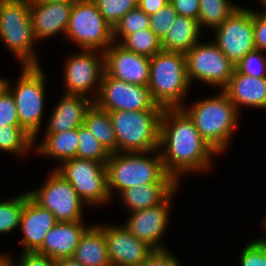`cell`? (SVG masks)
<instances>
[{
	"label": "cell",
	"instance_id": "cell-4",
	"mask_svg": "<svg viewBox=\"0 0 266 266\" xmlns=\"http://www.w3.org/2000/svg\"><path fill=\"white\" fill-rule=\"evenodd\" d=\"M185 54L161 50L150 58L149 82L154 102L165 108H181L189 91Z\"/></svg>",
	"mask_w": 266,
	"mask_h": 266
},
{
	"label": "cell",
	"instance_id": "cell-35",
	"mask_svg": "<svg viewBox=\"0 0 266 266\" xmlns=\"http://www.w3.org/2000/svg\"><path fill=\"white\" fill-rule=\"evenodd\" d=\"M262 52L259 49L250 51L235 65V69L251 77H266V57Z\"/></svg>",
	"mask_w": 266,
	"mask_h": 266
},
{
	"label": "cell",
	"instance_id": "cell-27",
	"mask_svg": "<svg viewBox=\"0 0 266 266\" xmlns=\"http://www.w3.org/2000/svg\"><path fill=\"white\" fill-rule=\"evenodd\" d=\"M83 125L109 153L117 152V137L109 116V111L97 107L94 103L87 110Z\"/></svg>",
	"mask_w": 266,
	"mask_h": 266
},
{
	"label": "cell",
	"instance_id": "cell-28",
	"mask_svg": "<svg viewBox=\"0 0 266 266\" xmlns=\"http://www.w3.org/2000/svg\"><path fill=\"white\" fill-rule=\"evenodd\" d=\"M230 0H200L198 24L214 30L219 27L239 6Z\"/></svg>",
	"mask_w": 266,
	"mask_h": 266
},
{
	"label": "cell",
	"instance_id": "cell-11",
	"mask_svg": "<svg viewBox=\"0 0 266 266\" xmlns=\"http://www.w3.org/2000/svg\"><path fill=\"white\" fill-rule=\"evenodd\" d=\"M28 193L36 203L53 213L58 222L84 221L82 209L85 203L72 184L55 169L41 188Z\"/></svg>",
	"mask_w": 266,
	"mask_h": 266
},
{
	"label": "cell",
	"instance_id": "cell-3",
	"mask_svg": "<svg viewBox=\"0 0 266 266\" xmlns=\"http://www.w3.org/2000/svg\"><path fill=\"white\" fill-rule=\"evenodd\" d=\"M194 122L201 137L217 154L225 152L238 124L240 111L221 90L217 96L181 107ZM239 112V113H238Z\"/></svg>",
	"mask_w": 266,
	"mask_h": 266
},
{
	"label": "cell",
	"instance_id": "cell-34",
	"mask_svg": "<svg viewBox=\"0 0 266 266\" xmlns=\"http://www.w3.org/2000/svg\"><path fill=\"white\" fill-rule=\"evenodd\" d=\"M104 19L111 27L120 21V19L130 10L137 7L135 0H93Z\"/></svg>",
	"mask_w": 266,
	"mask_h": 266
},
{
	"label": "cell",
	"instance_id": "cell-49",
	"mask_svg": "<svg viewBox=\"0 0 266 266\" xmlns=\"http://www.w3.org/2000/svg\"><path fill=\"white\" fill-rule=\"evenodd\" d=\"M264 225H265V229H266V216L264 218Z\"/></svg>",
	"mask_w": 266,
	"mask_h": 266
},
{
	"label": "cell",
	"instance_id": "cell-14",
	"mask_svg": "<svg viewBox=\"0 0 266 266\" xmlns=\"http://www.w3.org/2000/svg\"><path fill=\"white\" fill-rule=\"evenodd\" d=\"M79 54L67 58L64 68L65 94L85 96L92 89L96 91L92 100L98 95L101 79L105 72L104 53L97 50L82 49ZM95 52H100L98 55Z\"/></svg>",
	"mask_w": 266,
	"mask_h": 266
},
{
	"label": "cell",
	"instance_id": "cell-26",
	"mask_svg": "<svg viewBox=\"0 0 266 266\" xmlns=\"http://www.w3.org/2000/svg\"><path fill=\"white\" fill-rule=\"evenodd\" d=\"M44 140L38 145L37 151L41 155L64 162L77 157L78 128L60 133H44Z\"/></svg>",
	"mask_w": 266,
	"mask_h": 266
},
{
	"label": "cell",
	"instance_id": "cell-15",
	"mask_svg": "<svg viewBox=\"0 0 266 266\" xmlns=\"http://www.w3.org/2000/svg\"><path fill=\"white\" fill-rule=\"evenodd\" d=\"M104 232L111 266H141L155 251L124 225L97 224Z\"/></svg>",
	"mask_w": 266,
	"mask_h": 266
},
{
	"label": "cell",
	"instance_id": "cell-6",
	"mask_svg": "<svg viewBox=\"0 0 266 266\" xmlns=\"http://www.w3.org/2000/svg\"><path fill=\"white\" fill-rule=\"evenodd\" d=\"M162 111L109 112L117 137V152H152L159 149Z\"/></svg>",
	"mask_w": 266,
	"mask_h": 266
},
{
	"label": "cell",
	"instance_id": "cell-39",
	"mask_svg": "<svg viewBox=\"0 0 266 266\" xmlns=\"http://www.w3.org/2000/svg\"><path fill=\"white\" fill-rule=\"evenodd\" d=\"M255 48L266 51V13L253 10Z\"/></svg>",
	"mask_w": 266,
	"mask_h": 266
},
{
	"label": "cell",
	"instance_id": "cell-30",
	"mask_svg": "<svg viewBox=\"0 0 266 266\" xmlns=\"http://www.w3.org/2000/svg\"><path fill=\"white\" fill-rule=\"evenodd\" d=\"M119 44L129 51L149 58L163 50L161 40L150 28L127 35Z\"/></svg>",
	"mask_w": 266,
	"mask_h": 266
},
{
	"label": "cell",
	"instance_id": "cell-44",
	"mask_svg": "<svg viewBox=\"0 0 266 266\" xmlns=\"http://www.w3.org/2000/svg\"><path fill=\"white\" fill-rule=\"evenodd\" d=\"M56 266H84L73 258H63L56 260Z\"/></svg>",
	"mask_w": 266,
	"mask_h": 266
},
{
	"label": "cell",
	"instance_id": "cell-45",
	"mask_svg": "<svg viewBox=\"0 0 266 266\" xmlns=\"http://www.w3.org/2000/svg\"><path fill=\"white\" fill-rule=\"evenodd\" d=\"M11 259V256L7 254H0V266H18L17 264H13Z\"/></svg>",
	"mask_w": 266,
	"mask_h": 266
},
{
	"label": "cell",
	"instance_id": "cell-7",
	"mask_svg": "<svg viewBox=\"0 0 266 266\" xmlns=\"http://www.w3.org/2000/svg\"><path fill=\"white\" fill-rule=\"evenodd\" d=\"M16 86L12 89L7 80L6 87L14 96L20 126L34 138L42 123L45 99V74L40 66H22Z\"/></svg>",
	"mask_w": 266,
	"mask_h": 266
},
{
	"label": "cell",
	"instance_id": "cell-43",
	"mask_svg": "<svg viewBox=\"0 0 266 266\" xmlns=\"http://www.w3.org/2000/svg\"><path fill=\"white\" fill-rule=\"evenodd\" d=\"M169 0H140L137 6L148 16L158 12L163 6L167 5Z\"/></svg>",
	"mask_w": 266,
	"mask_h": 266
},
{
	"label": "cell",
	"instance_id": "cell-24",
	"mask_svg": "<svg viewBox=\"0 0 266 266\" xmlns=\"http://www.w3.org/2000/svg\"><path fill=\"white\" fill-rule=\"evenodd\" d=\"M177 187L178 183H149L127 188L120 198L130 212L139 211L161 204Z\"/></svg>",
	"mask_w": 266,
	"mask_h": 266
},
{
	"label": "cell",
	"instance_id": "cell-13",
	"mask_svg": "<svg viewBox=\"0 0 266 266\" xmlns=\"http://www.w3.org/2000/svg\"><path fill=\"white\" fill-rule=\"evenodd\" d=\"M214 31V42L234 65L256 49L251 9L238 7Z\"/></svg>",
	"mask_w": 266,
	"mask_h": 266
},
{
	"label": "cell",
	"instance_id": "cell-46",
	"mask_svg": "<svg viewBox=\"0 0 266 266\" xmlns=\"http://www.w3.org/2000/svg\"><path fill=\"white\" fill-rule=\"evenodd\" d=\"M69 1H75V0H30V2L39 3V4L69 2Z\"/></svg>",
	"mask_w": 266,
	"mask_h": 266
},
{
	"label": "cell",
	"instance_id": "cell-1",
	"mask_svg": "<svg viewBox=\"0 0 266 266\" xmlns=\"http://www.w3.org/2000/svg\"><path fill=\"white\" fill-rule=\"evenodd\" d=\"M159 149L165 172L178 184L179 177L186 172L211 169L212 157L217 155L182 108L163 109Z\"/></svg>",
	"mask_w": 266,
	"mask_h": 266
},
{
	"label": "cell",
	"instance_id": "cell-12",
	"mask_svg": "<svg viewBox=\"0 0 266 266\" xmlns=\"http://www.w3.org/2000/svg\"><path fill=\"white\" fill-rule=\"evenodd\" d=\"M93 103L109 112L163 110L154 102L147 86L130 84L108 76L105 72Z\"/></svg>",
	"mask_w": 266,
	"mask_h": 266
},
{
	"label": "cell",
	"instance_id": "cell-19",
	"mask_svg": "<svg viewBox=\"0 0 266 266\" xmlns=\"http://www.w3.org/2000/svg\"><path fill=\"white\" fill-rule=\"evenodd\" d=\"M74 1L39 4L30 2L33 34L37 41L56 34L65 36Z\"/></svg>",
	"mask_w": 266,
	"mask_h": 266
},
{
	"label": "cell",
	"instance_id": "cell-50",
	"mask_svg": "<svg viewBox=\"0 0 266 266\" xmlns=\"http://www.w3.org/2000/svg\"><path fill=\"white\" fill-rule=\"evenodd\" d=\"M261 241L266 245V239H261Z\"/></svg>",
	"mask_w": 266,
	"mask_h": 266
},
{
	"label": "cell",
	"instance_id": "cell-10",
	"mask_svg": "<svg viewBox=\"0 0 266 266\" xmlns=\"http://www.w3.org/2000/svg\"><path fill=\"white\" fill-rule=\"evenodd\" d=\"M187 77L190 82L202 81L223 90L234 73L235 65L215 42H197L186 54Z\"/></svg>",
	"mask_w": 266,
	"mask_h": 266
},
{
	"label": "cell",
	"instance_id": "cell-5",
	"mask_svg": "<svg viewBox=\"0 0 266 266\" xmlns=\"http://www.w3.org/2000/svg\"><path fill=\"white\" fill-rule=\"evenodd\" d=\"M0 39L22 66H40L33 49L30 0H0Z\"/></svg>",
	"mask_w": 266,
	"mask_h": 266
},
{
	"label": "cell",
	"instance_id": "cell-9",
	"mask_svg": "<svg viewBox=\"0 0 266 266\" xmlns=\"http://www.w3.org/2000/svg\"><path fill=\"white\" fill-rule=\"evenodd\" d=\"M54 168L72 184L79 198L86 205H103L110 201L107 169L102 162L72 158Z\"/></svg>",
	"mask_w": 266,
	"mask_h": 266
},
{
	"label": "cell",
	"instance_id": "cell-40",
	"mask_svg": "<svg viewBox=\"0 0 266 266\" xmlns=\"http://www.w3.org/2000/svg\"><path fill=\"white\" fill-rule=\"evenodd\" d=\"M141 266H181V263L166 249L155 250Z\"/></svg>",
	"mask_w": 266,
	"mask_h": 266
},
{
	"label": "cell",
	"instance_id": "cell-17",
	"mask_svg": "<svg viewBox=\"0 0 266 266\" xmlns=\"http://www.w3.org/2000/svg\"><path fill=\"white\" fill-rule=\"evenodd\" d=\"M105 73L115 79L141 86L149 82L150 58L112 43L104 52Z\"/></svg>",
	"mask_w": 266,
	"mask_h": 266
},
{
	"label": "cell",
	"instance_id": "cell-22",
	"mask_svg": "<svg viewBox=\"0 0 266 266\" xmlns=\"http://www.w3.org/2000/svg\"><path fill=\"white\" fill-rule=\"evenodd\" d=\"M223 91L238 111L241 106L266 108V77H251L235 69Z\"/></svg>",
	"mask_w": 266,
	"mask_h": 266
},
{
	"label": "cell",
	"instance_id": "cell-16",
	"mask_svg": "<svg viewBox=\"0 0 266 266\" xmlns=\"http://www.w3.org/2000/svg\"><path fill=\"white\" fill-rule=\"evenodd\" d=\"M176 190L177 188L161 204L155 207L130 212L131 216L123 224L132 235L154 250L167 249L160 241L166 233L172 196Z\"/></svg>",
	"mask_w": 266,
	"mask_h": 266
},
{
	"label": "cell",
	"instance_id": "cell-31",
	"mask_svg": "<svg viewBox=\"0 0 266 266\" xmlns=\"http://www.w3.org/2000/svg\"><path fill=\"white\" fill-rule=\"evenodd\" d=\"M150 27V16L138 6L127 12L113 28L114 42H121L127 35ZM121 36V37H119ZM117 38V39H116ZM118 38H120L118 40ZM118 40V41H117Z\"/></svg>",
	"mask_w": 266,
	"mask_h": 266
},
{
	"label": "cell",
	"instance_id": "cell-41",
	"mask_svg": "<svg viewBox=\"0 0 266 266\" xmlns=\"http://www.w3.org/2000/svg\"><path fill=\"white\" fill-rule=\"evenodd\" d=\"M178 15L198 20L200 13V0H169Z\"/></svg>",
	"mask_w": 266,
	"mask_h": 266
},
{
	"label": "cell",
	"instance_id": "cell-36",
	"mask_svg": "<svg viewBox=\"0 0 266 266\" xmlns=\"http://www.w3.org/2000/svg\"><path fill=\"white\" fill-rule=\"evenodd\" d=\"M178 16L177 11L169 2L158 12L150 15V29L162 40Z\"/></svg>",
	"mask_w": 266,
	"mask_h": 266
},
{
	"label": "cell",
	"instance_id": "cell-33",
	"mask_svg": "<svg viewBox=\"0 0 266 266\" xmlns=\"http://www.w3.org/2000/svg\"><path fill=\"white\" fill-rule=\"evenodd\" d=\"M23 209L24 193L10 201L0 202V234H6L19 227Z\"/></svg>",
	"mask_w": 266,
	"mask_h": 266
},
{
	"label": "cell",
	"instance_id": "cell-48",
	"mask_svg": "<svg viewBox=\"0 0 266 266\" xmlns=\"http://www.w3.org/2000/svg\"><path fill=\"white\" fill-rule=\"evenodd\" d=\"M261 1V3L263 4V6L265 7V10H266V0H260ZM264 10V12L266 13V11Z\"/></svg>",
	"mask_w": 266,
	"mask_h": 266
},
{
	"label": "cell",
	"instance_id": "cell-21",
	"mask_svg": "<svg viewBox=\"0 0 266 266\" xmlns=\"http://www.w3.org/2000/svg\"><path fill=\"white\" fill-rule=\"evenodd\" d=\"M92 104V98L64 93L51 113L45 133H60L82 126Z\"/></svg>",
	"mask_w": 266,
	"mask_h": 266
},
{
	"label": "cell",
	"instance_id": "cell-20",
	"mask_svg": "<svg viewBox=\"0 0 266 266\" xmlns=\"http://www.w3.org/2000/svg\"><path fill=\"white\" fill-rule=\"evenodd\" d=\"M89 227L83 221L58 222L48 231L36 252L54 260L72 258L82 235Z\"/></svg>",
	"mask_w": 266,
	"mask_h": 266
},
{
	"label": "cell",
	"instance_id": "cell-32",
	"mask_svg": "<svg viewBox=\"0 0 266 266\" xmlns=\"http://www.w3.org/2000/svg\"><path fill=\"white\" fill-rule=\"evenodd\" d=\"M77 158L90 159L106 165L109 153L84 125L78 127Z\"/></svg>",
	"mask_w": 266,
	"mask_h": 266
},
{
	"label": "cell",
	"instance_id": "cell-38",
	"mask_svg": "<svg viewBox=\"0 0 266 266\" xmlns=\"http://www.w3.org/2000/svg\"><path fill=\"white\" fill-rule=\"evenodd\" d=\"M0 125L20 126L14 96L7 87L0 93Z\"/></svg>",
	"mask_w": 266,
	"mask_h": 266
},
{
	"label": "cell",
	"instance_id": "cell-47",
	"mask_svg": "<svg viewBox=\"0 0 266 266\" xmlns=\"http://www.w3.org/2000/svg\"><path fill=\"white\" fill-rule=\"evenodd\" d=\"M7 80L0 78V93L3 91V89L6 87Z\"/></svg>",
	"mask_w": 266,
	"mask_h": 266
},
{
	"label": "cell",
	"instance_id": "cell-42",
	"mask_svg": "<svg viewBox=\"0 0 266 266\" xmlns=\"http://www.w3.org/2000/svg\"><path fill=\"white\" fill-rule=\"evenodd\" d=\"M18 266H56V260L38 252H22Z\"/></svg>",
	"mask_w": 266,
	"mask_h": 266
},
{
	"label": "cell",
	"instance_id": "cell-23",
	"mask_svg": "<svg viewBox=\"0 0 266 266\" xmlns=\"http://www.w3.org/2000/svg\"><path fill=\"white\" fill-rule=\"evenodd\" d=\"M72 258L84 266H111L106 238L97 224L82 235Z\"/></svg>",
	"mask_w": 266,
	"mask_h": 266
},
{
	"label": "cell",
	"instance_id": "cell-8",
	"mask_svg": "<svg viewBox=\"0 0 266 266\" xmlns=\"http://www.w3.org/2000/svg\"><path fill=\"white\" fill-rule=\"evenodd\" d=\"M65 36L85 50L104 52L112 43L113 27L93 0H75Z\"/></svg>",
	"mask_w": 266,
	"mask_h": 266
},
{
	"label": "cell",
	"instance_id": "cell-18",
	"mask_svg": "<svg viewBox=\"0 0 266 266\" xmlns=\"http://www.w3.org/2000/svg\"><path fill=\"white\" fill-rule=\"evenodd\" d=\"M58 223L48 209L36 203L29 193H24V209L21 215L20 231L24 234L21 244L24 252H35L43 244L48 231Z\"/></svg>",
	"mask_w": 266,
	"mask_h": 266
},
{
	"label": "cell",
	"instance_id": "cell-25",
	"mask_svg": "<svg viewBox=\"0 0 266 266\" xmlns=\"http://www.w3.org/2000/svg\"><path fill=\"white\" fill-rule=\"evenodd\" d=\"M198 20L178 15L165 37L161 40L164 51L186 54L197 42L201 34Z\"/></svg>",
	"mask_w": 266,
	"mask_h": 266
},
{
	"label": "cell",
	"instance_id": "cell-2",
	"mask_svg": "<svg viewBox=\"0 0 266 266\" xmlns=\"http://www.w3.org/2000/svg\"><path fill=\"white\" fill-rule=\"evenodd\" d=\"M151 153L153 155L148 158L147 155ZM106 169L108 190L112 197L113 190L120 194L127 188L149 183H177L165 172L159 149L152 152L112 153L106 162Z\"/></svg>",
	"mask_w": 266,
	"mask_h": 266
},
{
	"label": "cell",
	"instance_id": "cell-29",
	"mask_svg": "<svg viewBox=\"0 0 266 266\" xmlns=\"http://www.w3.org/2000/svg\"><path fill=\"white\" fill-rule=\"evenodd\" d=\"M33 144L34 138L21 126L0 125L1 151L23 156L32 150Z\"/></svg>",
	"mask_w": 266,
	"mask_h": 266
},
{
	"label": "cell",
	"instance_id": "cell-37",
	"mask_svg": "<svg viewBox=\"0 0 266 266\" xmlns=\"http://www.w3.org/2000/svg\"><path fill=\"white\" fill-rule=\"evenodd\" d=\"M240 266H266V245L261 239L252 240L242 250Z\"/></svg>",
	"mask_w": 266,
	"mask_h": 266
}]
</instances>
